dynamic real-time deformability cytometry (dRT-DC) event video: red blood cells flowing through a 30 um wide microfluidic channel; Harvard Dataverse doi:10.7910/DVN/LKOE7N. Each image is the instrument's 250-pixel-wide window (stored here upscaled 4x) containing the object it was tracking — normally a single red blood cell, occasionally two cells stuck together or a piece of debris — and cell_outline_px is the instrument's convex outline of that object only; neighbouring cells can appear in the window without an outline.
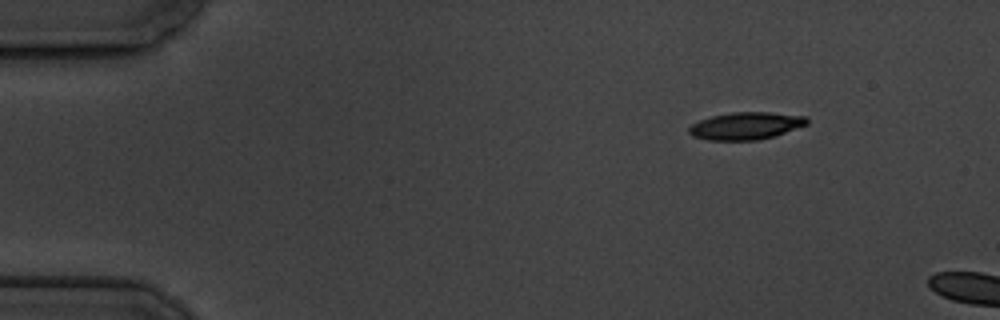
{"species": "common noctule bat (a hibernating species)", "species_latin": "Nyctalus noctula", "temperature_condition": "cold", "stored_images_in_passage": 3, "camera_frame_rate_fps": 3000, "um_per_image_px": 0.085, "animal": {"sex": "male", "body_mass_g": 19.5, "forearm_length_mm": 54.6}, "frame": {"image": 1, "passage_image": 1, "time_ms": 0.0, "image_size_px": [1000, 320], "cell_outline_px": [[808, 124], [772, 136], [756, 140], [708, 140], [692, 136], [688, 132], [688, 128], [692, 124], [700, 120], [712, 116], [732, 112], [768, 112], [808, 116]], "centroid_in_image_um": [63.38, 10.69], "position_along_channel_um": 21.6, "area_um2": 18.67}}